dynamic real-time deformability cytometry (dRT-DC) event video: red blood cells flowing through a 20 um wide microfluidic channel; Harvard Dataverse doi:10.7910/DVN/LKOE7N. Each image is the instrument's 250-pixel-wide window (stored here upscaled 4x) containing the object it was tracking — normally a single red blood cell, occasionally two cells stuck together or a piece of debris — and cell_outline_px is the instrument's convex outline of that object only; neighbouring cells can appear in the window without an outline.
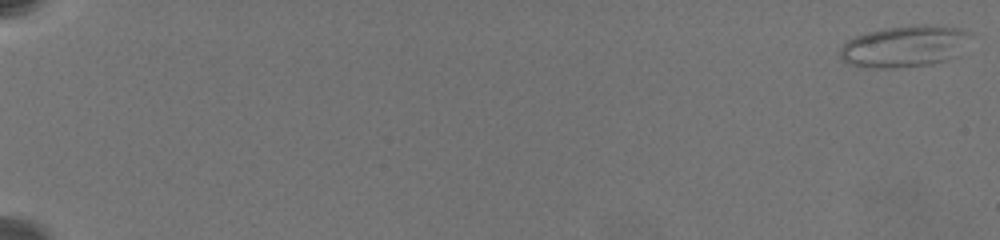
{"species": "common noctule bat (a hibernating species)", "species_latin": "Nyctalus noctula", "temperature_condition": "warm", "stored_images_in_passage": 17, "camera_frame_rate_fps": 3000, "um_per_image_px": 0.085, "animal": {"sex": "female", "body_mass_g": 19.5, "forearm_length_mm": 54.1}, "frame": {"image": 1, "passage_image": 1, "time_ms": 0.0, "image_size_px": [1000, 240], "cell_outline_px": [[968, 32], [960, 56], [948, 60], [932, 64], [900, 68], [864, 68], [848, 64], [840, 60], [840, 48], [848, 40], [856, 36], [868, 32], [884, 28], [912, 24], [924, 24], [964, 28]], "centroid_in_image_um": [76.86, 3.95], "position_along_channel_um": 8.1, "area_um2": 32.02}}
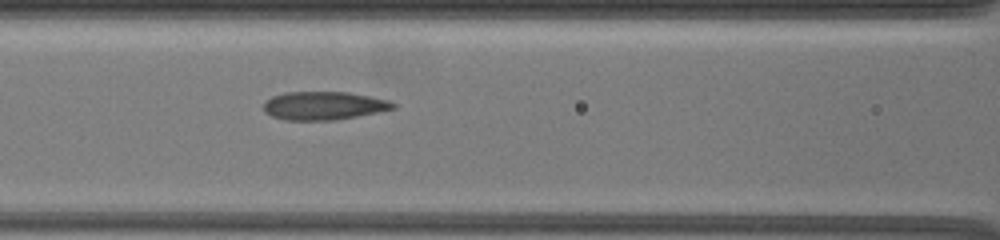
{"frame": {"image": 2, "passage_image": 16, "time_ms": 10.667, "image_size_px": [1000, 240], "cell_outline_px": [[396, 108], [336, 120], [284, 120], [272, 116], [264, 112], [264, 100], [272, 96], [284, 92], [348, 92], [388, 100], [396, 104]], "centroid_in_image_um": [27.47, 8.98], "position_along_channel_um": 139.1, "area_um2": 21.33}}
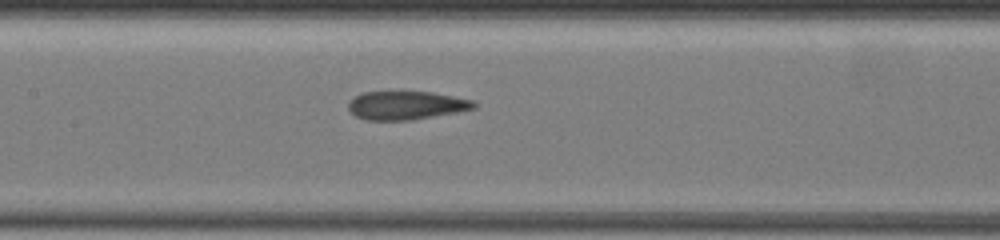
{"frame": {"image": 3, "passage_image": 17, "time_ms": 11.667, "image_size_px": [1000, 240], "cell_outline_px": [[476, 108], [456, 112], [412, 120], [368, 120], [356, 116], [348, 108], [348, 100], [360, 92], [432, 92], [472, 100], [476, 104]], "centroid_in_image_um": [34.49, 8.95], "position_along_channel_um": 172.9, "area_um2": 20.75}}